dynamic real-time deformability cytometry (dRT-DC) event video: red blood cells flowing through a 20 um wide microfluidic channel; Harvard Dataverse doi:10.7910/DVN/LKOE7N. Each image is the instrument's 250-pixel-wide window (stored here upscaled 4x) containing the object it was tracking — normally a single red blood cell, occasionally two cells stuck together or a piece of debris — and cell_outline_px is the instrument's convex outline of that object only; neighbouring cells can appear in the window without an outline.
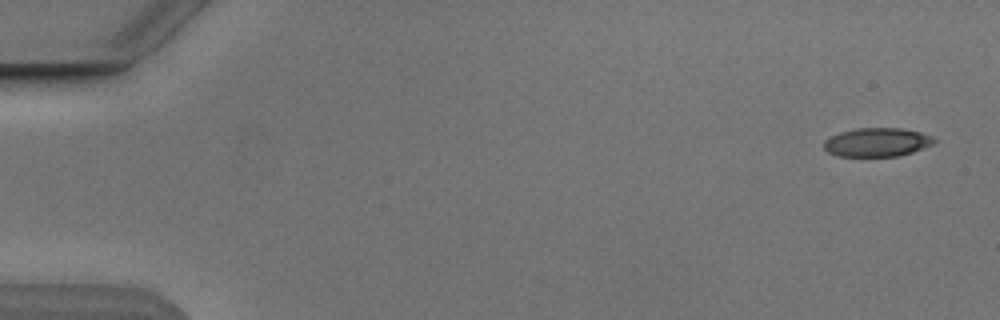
{"species": "Egyptian fruit bat (a non-hibernating species)", "species_latin": "Rousettus aegyptiacus", "temperature_condition": "cold", "stored_images_in_passage": 3, "camera_frame_rate_fps": 3000, "um_per_image_px": 0.085, "animal": {"sex": "male"}, "frame": {"image": 1, "passage_image": 1, "time_ms": 0.0, "image_size_px": [1000, 320], "cell_outline_px": [[936, 144], [900, 156], [836, 156], [828, 152], [824, 148], [824, 140], [840, 132], [856, 128], [900, 128], [920, 132], [932, 136], [936, 140]], "centroid_in_image_um": [74.57, 12.09], "position_along_channel_um": 10.4, "area_um2": 18.55}}